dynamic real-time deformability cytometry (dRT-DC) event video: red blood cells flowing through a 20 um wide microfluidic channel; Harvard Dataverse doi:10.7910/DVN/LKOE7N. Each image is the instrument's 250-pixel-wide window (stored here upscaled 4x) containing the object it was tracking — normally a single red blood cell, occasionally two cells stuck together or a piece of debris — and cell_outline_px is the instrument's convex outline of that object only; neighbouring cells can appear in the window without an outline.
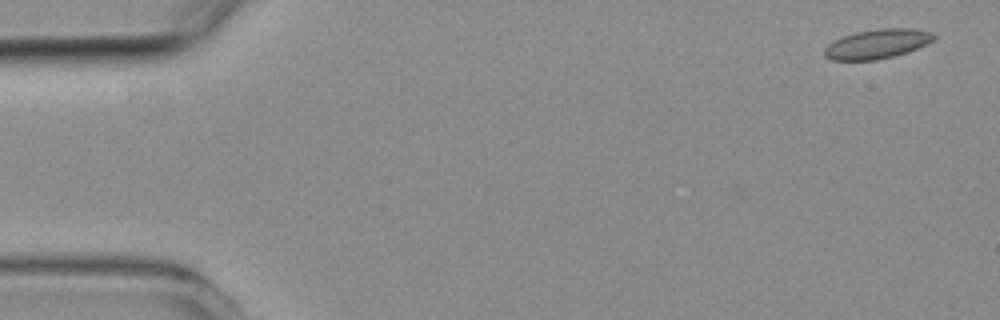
{"species": "common noctule bat (a hibernating species)", "species_latin": "Nyctalus noctula", "temperature_condition": "room temperature", "stored_images_in_passage": 4, "camera_frame_rate_fps": 3000, "um_per_image_px": 0.085, "animal": {"sex": "female", "body_mass_g": 19.3, "forearm_length_mm": 54.1}, "frame": {"image": 1, "passage_image": 1, "time_ms": 0.0, "image_size_px": [1000, 320], "cell_outline_px": [[936, 36], [932, 40], [908, 52], [876, 60], [832, 60], [824, 56], [824, 48], [828, 44], [844, 36], [856, 32], [880, 28], [912, 28], [932, 32]], "centroid_in_image_um": [74.54, 3.73], "position_along_channel_um": 10.5, "area_um2": 18.55}}
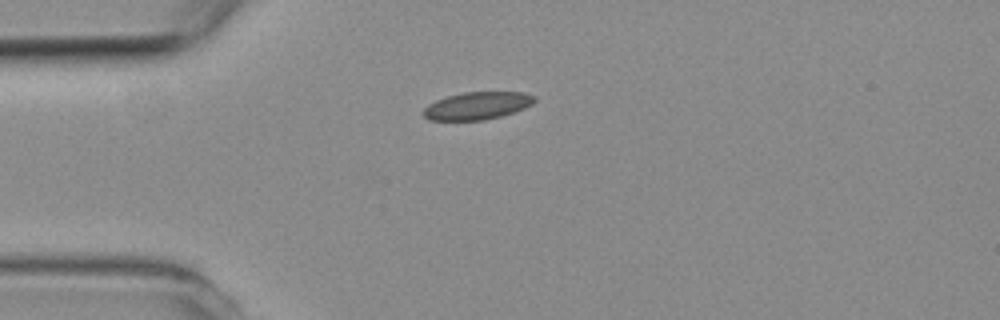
{"frame": {"image": 2, "passage_image": 4, "time_ms": 3.667, "image_size_px": [1000, 320], "cell_outline_px": [[536, 100], [532, 104], [524, 108], [500, 116], [484, 120], [428, 120], [420, 112], [428, 104], [436, 100], [448, 96], [464, 92], [524, 92], [536, 96]], "centroid_in_image_um": [40.54, 8.98], "position_along_channel_um": 44.5, "area_um2": 17.86}}